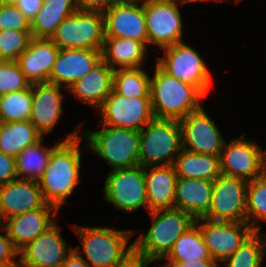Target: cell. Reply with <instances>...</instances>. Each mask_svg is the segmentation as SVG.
<instances>
[{"label":"cell","instance_id":"cell-1","mask_svg":"<svg viewBox=\"0 0 266 267\" xmlns=\"http://www.w3.org/2000/svg\"><path fill=\"white\" fill-rule=\"evenodd\" d=\"M80 126L53 149L48 165L38 180L44 200L58 209L66 204V199L81 182Z\"/></svg>","mask_w":266,"mask_h":267},{"label":"cell","instance_id":"cell-2","mask_svg":"<svg viewBox=\"0 0 266 267\" xmlns=\"http://www.w3.org/2000/svg\"><path fill=\"white\" fill-rule=\"evenodd\" d=\"M205 96L194 86L171 77L156 64L150 80L154 117L181 120L202 107Z\"/></svg>","mask_w":266,"mask_h":267},{"label":"cell","instance_id":"cell-3","mask_svg":"<svg viewBox=\"0 0 266 267\" xmlns=\"http://www.w3.org/2000/svg\"><path fill=\"white\" fill-rule=\"evenodd\" d=\"M183 149L179 120L154 117L139 131V165H173Z\"/></svg>","mask_w":266,"mask_h":267},{"label":"cell","instance_id":"cell-4","mask_svg":"<svg viewBox=\"0 0 266 267\" xmlns=\"http://www.w3.org/2000/svg\"><path fill=\"white\" fill-rule=\"evenodd\" d=\"M152 225L134 240V247L145 254L152 262L162 260L172 249L177 238L182 235L195 220L186 212L172 209H159L149 212Z\"/></svg>","mask_w":266,"mask_h":267},{"label":"cell","instance_id":"cell-5","mask_svg":"<svg viewBox=\"0 0 266 267\" xmlns=\"http://www.w3.org/2000/svg\"><path fill=\"white\" fill-rule=\"evenodd\" d=\"M102 130H83L90 148L113 169L139 165V131L102 125Z\"/></svg>","mask_w":266,"mask_h":267},{"label":"cell","instance_id":"cell-6","mask_svg":"<svg viewBox=\"0 0 266 267\" xmlns=\"http://www.w3.org/2000/svg\"><path fill=\"white\" fill-rule=\"evenodd\" d=\"M81 240L84 260L90 267H114L134 245H127L132 230L72 225ZM132 231V232H131Z\"/></svg>","mask_w":266,"mask_h":267},{"label":"cell","instance_id":"cell-7","mask_svg":"<svg viewBox=\"0 0 266 267\" xmlns=\"http://www.w3.org/2000/svg\"><path fill=\"white\" fill-rule=\"evenodd\" d=\"M50 39L59 49L102 51L105 40L103 13L76 10L58 25Z\"/></svg>","mask_w":266,"mask_h":267},{"label":"cell","instance_id":"cell-8","mask_svg":"<svg viewBox=\"0 0 266 267\" xmlns=\"http://www.w3.org/2000/svg\"><path fill=\"white\" fill-rule=\"evenodd\" d=\"M156 65L166 74L196 87L204 96L210 90L211 75L200 54L184 41L162 48Z\"/></svg>","mask_w":266,"mask_h":267},{"label":"cell","instance_id":"cell-9","mask_svg":"<svg viewBox=\"0 0 266 267\" xmlns=\"http://www.w3.org/2000/svg\"><path fill=\"white\" fill-rule=\"evenodd\" d=\"M104 183V199L115 208L127 213L141 207L148 210L145 167L137 165L109 171Z\"/></svg>","mask_w":266,"mask_h":267},{"label":"cell","instance_id":"cell-10","mask_svg":"<svg viewBox=\"0 0 266 267\" xmlns=\"http://www.w3.org/2000/svg\"><path fill=\"white\" fill-rule=\"evenodd\" d=\"M177 0H144L148 44L165 48L182 42L183 21Z\"/></svg>","mask_w":266,"mask_h":267},{"label":"cell","instance_id":"cell-11","mask_svg":"<svg viewBox=\"0 0 266 267\" xmlns=\"http://www.w3.org/2000/svg\"><path fill=\"white\" fill-rule=\"evenodd\" d=\"M248 181L221 174L212 181V198L204 219L222 222L246 221Z\"/></svg>","mask_w":266,"mask_h":267},{"label":"cell","instance_id":"cell-12","mask_svg":"<svg viewBox=\"0 0 266 267\" xmlns=\"http://www.w3.org/2000/svg\"><path fill=\"white\" fill-rule=\"evenodd\" d=\"M244 138L242 134L229 144L225 140L220 154V171L223 175L250 181L263 176L265 150L255 140Z\"/></svg>","mask_w":266,"mask_h":267},{"label":"cell","instance_id":"cell-13","mask_svg":"<svg viewBox=\"0 0 266 267\" xmlns=\"http://www.w3.org/2000/svg\"><path fill=\"white\" fill-rule=\"evenodd\" d=\"M102 115V125L122 127L140 131L154 115L150 97H125L114 90L98 109Z\"/></svg>","mask_w":266,"mask_h":267},{"label":"cell","instance_id":"cell-14","mask_svg":"<svg viewBox=\"0 0 266 267\" xmlns=\"http://www.w3.org/2000/svg\"><path fill=\"white\" fill-rule=\"evenodd\" d=\"M210 256L219 265L229 258L254 230L244 222H222L197 219Z\"/></svg>","mask_w":266,"mask_h":267},{"label":"cell","instance_id":"cell-15","mask_svg":"<svg viewBox=\"0 0 266 267\" xmlns=\"http://www.w3.org/2000/svg\"><path fill=\"white\" fill-rule=\"evenodd\" d=\"M182 130L183 149L198 153L220 156L225 139L206 111L200 109L179 120Z\"/></svg>","mask_w":266,"mask_h":267},{"label":"cell","instance_id":"cell-16","mask_svg":"<svg viewBox=\"0 0 266 267\" xmlns=\"http://www.w3.org/2000/svg\"><path fill=\"white\" fill-rule=\"evenodd\" d=\"M103 17L105 36L133 39L148 45L144 0H119L103 12Z\"/></svg>","mask_w":266,"mask_h":267},{"label":"cell","instance_id":"cell-17","mask_svg":"<svg viewBox=\"0 0 266 267\" xmlns=\"http://www.w3.org/2000/svg\"><path fill=\"white\" fill-rule=\"evenodd\" d=\"M69 248L55 221L19 251L18 267H61L73 249Z\"/></svg>","mask_w":266,"mask_h":267},{"label":"cell","instance_id":"cell-18","mask_svg":"<svg viewBox=\"0 0 266 267\" xmlns=\"http://www.w3.org/2000/svg\"><path fill=\"white\" fill-rule=\"evenodd\" d=\"M58 212L56 206L46 203L42 208L7 218L1 225L15 248L20 251L56 221L51 217L58 216Z\"/></svg>","mask_w":266,"mask_h":267},{"label":"cell","instance_id":"cell-19","mask_svg":"<svg viewBox=\"0 0 266 267\" xmlns=\"http://www.w3.org/2000/svg\"><path fill=\"white\" fill-rule=\"evenodd\" d=\"M102 61V52L91 49H59L53 64L49 83L67 90Z\"/></svg>","mask_w":266,"mask_h":267},{"label":"cell","instance_id":"cell-20","mask_svg":"<svg viewBox=\"0 0 266 267\" xmlns=\"http://www.w3.org/2000/svg\"><path fill=\"white\" fill-rule=\"evenodd\" d=\"M46 203L38 181L12 180L0 187V223L7 218L42 208Z\"/></svg>","mask_w":266,"mask_h":267},{"label":"cell","instance_id":"cell-21","mask_svg":"<svg viewBox=\"0 0 266 267\" xmlns=\"http://www.w3.org/2000/svg\"><path fill=\"white\" fill-rule=\"evenodd\" d=\"M62 86L52 83L32 84V111L29 121L45 137L63 114Z\"/></svg>","mask_w":266,"mask_h":267},{"label":"cell","instance_id":"cell-22","mask_svg":"<svg viewBox=\"0 0 266 267\" xmlns=\"http://www.w3.org/2000/svg\"><path fill=\"white\" fill-rule=\"evenodd\" d=\"M58 53L59 48L50 38L32 37L16 62L31 84L48 83Z\"/></svg>","mask_w":266,"mask_h":267},{"label":"cell","instance_id":"cell-23","mask_svg":"<svg viewBox=\"0 0 266 267\" xmlns=\"http://www.w3.org/2000/svg\"><path fill=\"white\" fill-rule=\"evenodd\" d=\"M114 70L103 60L67 88L81 102L98 110L113 90Z\"/></svg>","mask_w":266,"mask_h":267},{"label":"cell","instance_id":"cell-24","mask_svg":"<svg viewBox=\"0 0 266 267\" xmlns=\"http://www.w3.org/2000/svg\"><path fill=\"white\" fill-rule=\"evenodd\" d=\"M212 198V181L195 178L177 179L174 208L188 213L194 220L204 218Z\"/></svg>","mask_w":266,"mask_h":267},{"label":"cell","instance_id":"cell-25","mask_svg":"<svg viewBox=\"0 0 266 267\" xmlns=\"http://www.w3.org/2000/svg\"><path fill=\"white\" fill-rule=\"evenodd\" d=\"M177 179L174 165L145 167L148 213L174 208Z\"/></svg>","mask_w":266,"mask_h":267},{"label":"cell","instance_id":"cell-26","mask_svg":"<svg viewBox=\"0 0 266 267\" xmlns=\"http://www.w3.org/2000/svg\"><path fill=\"white\" fill-rule=\"evenodd\" d=\"M148 46L133 39L105 36L102 60L113 70L143 67ZM118 68H117V67Z\"/></svg>","mask_w":266,"mask_h":267},{"label":"cell","instance_id":"cell-27","mask_svg":"<svg viewBox=\"0 0 266 267\" xmlns=\"http://www.w3.org/2000/svg\"><path fill=\"white\" fill-rule=\"evenodd\" d=\"M173 165L179 178L214 181L221 175L220 156L198 154L182 149Z\"/></svg>","mask_w":266,"mask_h":267},{"label":"cell","instance_id":"cell-28","mask_svg":"<svg viewBox=\"0 0 266 267\" xmlns=\"http://www.w3.org/2000/svg\"><path fill=\"white\" fill-rule=\"evenodd\" d=\"M77 10L74 0H43L42 8L30 23L35 38H51L58 25Z\"/></svg>","mask_w":266,"mask_h":267},{"label":"cell","instance_id":"cell-29","mask_svg":"<svg viewBox=\"0 0 266 267\" xmlns=\"http://www.w3.org/2000/svg\"><path fill=\"white\" fill-rule=\"evenodd\" d=\"M42 138L43 135L29 120L0 122V151L4 154L16 157Z\"/></svg>","mask_w":266,"mask_h":267},{"label":"cell","instance_id":"cell-30","mask_svg":"<svg viewBox=\"0 0 266 267\" xmlns=\"http://www.w3.org/2000/svg\"><path fill=\"white\" fill-rule=\"evenodd\" d=\"M44 139L45 137L34 145L26 147L15 157L18 179L38 181L43 175L53 149L61 142L50 148L43 146Z\"/></svg>","mask_w":266,"mask_h":267},{"label":"cell","instance_id":"cell-31","mask_svg":"<svg viewBox=\"0 0 266 267\" xmlns=\"http://www.w3.org/2000/svg\"><path fill=\"white\" fill-rule=\"evenodd\" d=\"M166 261L212 259L205 245L200 227L194 223L175 241L164 257Z\"/></svg>","mask_w":266,"mask_h":267},{"label":"cell","instance_id":"cell-32","mask_svg":"<svg viewBox=\"0 0 266 267\" xmlns=\"http://www.w3.org/2000/svg\"><path fill=\"white\" fill-rule=\"evenodd\" d=\"M151 77L144 67L116 69L113 75V90L129 97H150Z\"/></svg>","mask_w":266,"mask_h":267},{"label":"cell","instance_id":"cell-33","mask_svg":"<svg viewBox=\"0 0 266 267\" xmlns=\"http://www.w3.org/2000/svg\"><path fill=\"white\" fill-rule=\"evenodd\" d=\"M261 232L254 231L220 267H262L266 254V237Z\"/></svg>","mask_w":266,"mask_h":267},{"label":"cell","instance_id":"cell-34","mask_svg":"<svg viewBox=\"0 0 266 267\" xmlns=\"http://www.w3.org/2000/svg\"><path fill=\"white\" fill-rule=\"evenodd\" d=\"M32 111V84L28 89L0 95V122L29 120Z\"/></svg>","mask_w":266,"mask_h":267},{"label":"cell","instance_id":"cell-35","mask_svg":"<svg viewBox=\"0 0 266 267\" xmlns=\"http://www.w3.org/2000/svg\"><path fill=\"white\" fill-rule=\"evenodd\" d=\"M266 223V178L248 181L246 196V222L254 231H261L260 222Z\"/></svg>","mask_w":266,"mask_h":267},{"label":"cell","instance_id":"cell-36","mask_svg":"<svg viewBox=\"0 0 266 267\" xmlns=\"http://www.w3.org/2000/svg\"><path fill=\"white\" fill-rule=\"evenodd\" d=\"M32 39L30 30L0 31V61H17Z\"/></svg>","mask_w":266,"mask_h":267},{"label":"cell","instance_id":"cell-37","mask_svg":"<svg viewBox=\"0 0 266 267\" xmlns=\"http://www.w3.org/2000/svg\"><path fill=\"white\" fill-rule=\"evenodd\" d=\"M30 86L31 83L16 61H0V95L28 89Z\"/></svg>","mask_w":266,"mask_h":267},{"label":"cell","instance_id":"cell-38","mask_svg":"<svg viewBox=\"0 0 266 267\" xmlns=\"http://www.w3.org/2000/svg\"><path fill=\"white\" fill-rule=\"evenodd\" d=\"M30 30V23L16 5L0 4V31Z\"/></svg>","mask_w":266,"mask_h":267},{"label":"cell","instance_id":"cell-39","mask_svg":"<svg viewBox=\"0 0 266 267\" xmlns=\"http://www.w3.org/2000/svg\"><path fill=\"white\" fill-rule=\"evenodd\" d=\"M4 231L5 234H0V262L8 265L9 267H18L19 262H16L14 258L19 255V251L13 245V242L8 237L7 232L0 225V232Z\"/></svg>","mask_w":266,"mask_h":267},{"label":"cell","instance_id":"cell-40","mask_svg":"<svg viewBox=\"0 0 266 267\" xmlns=\"http://www.w3.org/2000/svg\"><path fill=\"white\" fill-rule=\"evenodd\" d=\"M17 179L16 158L0 151V187Z\"/></svg>","mask_w":266,"mask_h":267},{"label":"cell","instance_id":"cell-41","mask_svg":"<svg viewBox=\"0 0 266 267\" xmlns=\"http://www.w3.org/2000/svg\"><path fill=\"white\" fill-rule=\"evenodd\" d=\"M151 263L153 262L145 254L133 247L114 267H147Z\"/></svg>","mask_w":266,"mask_h":267},{"label":"cell","instance_id":"cell-42","mask_svg":"<svg viewBox=\"0 0 266 267\" xmlns=\"http://www.w3.org/2000/svg\"><path fill=\"white\" fill-rule=\"evenodd\" d=\"M77 10L105 12L119 0H74Z\"/></svg>","mask_w":266,"mask_h":267},{"label":"cell","instance_id":"cell-43","mask_svg":"<svg viewBox=\"0 0 266 267\" xmlns=\"http://www.w3.org/2000/svg\"><path fill=\"white\" fill-rule=\"evenodd\" d=\"M42 4L43 0H18L16 6L31 23L42 8Z\"/></svg>","mask_w":266,"mask_h":267},{"label":"cell","instance_id":"cell-44","mask_svg":"<svg viewBox=\"0 0 266 267\" xmlns=\"http://www.w3.org/2000/svg\"><path fill=\"white\" fill-rule=\"evenodd\" d=\"M159 267H220L213 259L186 260V261H165Z\"/></svg>","mask_w":266,"mask_h":267},{"label":"cell","instance_id":"cell-45","mask_svg":"<svg viewBox=\"0 0 266 267\" xmlns=\"http://www.w3.org/2000/svg\"><path fill=\"white\" fill-rule=\"evenodd\" d=\"M80 247L77 246L67 255L62 267H90V265L80 255Z\"/></svg>","mask_w":266,"mask_h":267},{"label":"cell","instance_id":"cell-46","mask_svg":"<svg viewBox=\"0 0 266 267\" xmlns=\"http://www.w3.org/2000/svg\"><path fill=\"white\" fill-rule=\"evenodd\" d=\"M179 1L181 4H184V3H193V2H206V1H218V0H177ZM219 1H230V0H219Z\"/></svg>","mask_w":266,"mask_h":267},{"label":"cell","instance_id":"cell-47","mask_svg":"<svg viewBox=\"0 0 266 267\" xmlns=\"http://www.w3.org/2000/svg\"><path fill=\"white\" fill-rule=\"evenodd\" d=\"M18 0H0V4L3 5H16Z\"/></svg>","mask_w":266,"mask_h":267},{"label":"cell","instance_id":"cell-48","mask_svg":"<svg viewBox=\"0 0 266 267\" xmlns=\"http://www.w3.org/2000/svg\"><path fill=\"white\" fill-rule=\"evenodd\" d=\"M263 176L266 178V158L263 163Z\"/></svg>","mask_w":266,"mask_h":267},{"label":"cell","instance_id":"cell-49","mask_svg":"<svg viewBox=\"0 0 266 267\" xmlns=\"http://www.w3.org/2000/svg\"><path fill=\"white\" fill-rule=\"evenodd\" d=\"M0 267H9V266L0 262Z\"/></svg>","mask_w":266,"mask_h":267}]
</instances>
